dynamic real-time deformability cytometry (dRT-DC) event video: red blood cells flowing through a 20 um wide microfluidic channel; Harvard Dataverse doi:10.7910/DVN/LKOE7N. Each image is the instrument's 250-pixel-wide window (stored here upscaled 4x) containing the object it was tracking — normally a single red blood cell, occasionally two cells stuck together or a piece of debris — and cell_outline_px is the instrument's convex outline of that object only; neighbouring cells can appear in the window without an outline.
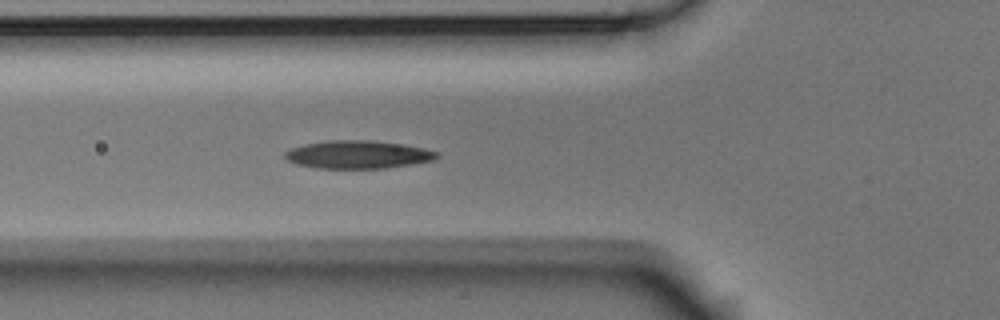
{"species": "Egyptian fruit bat (a non-hibernating species)", "species_latin": "Rousettus aegyptiacus", "temperature_condition": "room temperature", "stored_images_in_passage": 5, "segment_of_instrument_passage": [1, 2], "camera_frame_rate_fps": 3000, "um_per_image_px": 0.085, "animal": {"sex": "male"}, "frame": {"image": 1, "passage_image": 4, "time_ms": 1.0, "image_size_px": [1000, 320], "cell_outline_px": [[440, 156], [436, 160], [388, 168], [316, 168], [296, 164], [288, 160], [284, 156], [284, 152], [292, 148], [308, 144], [328, 140], [368, 140], [400, 144], [440, 152]], "centroid_in_image_um": [30.45, 13.15], "position_along_channel_um": 95.4, "area_um2": 24.62}}